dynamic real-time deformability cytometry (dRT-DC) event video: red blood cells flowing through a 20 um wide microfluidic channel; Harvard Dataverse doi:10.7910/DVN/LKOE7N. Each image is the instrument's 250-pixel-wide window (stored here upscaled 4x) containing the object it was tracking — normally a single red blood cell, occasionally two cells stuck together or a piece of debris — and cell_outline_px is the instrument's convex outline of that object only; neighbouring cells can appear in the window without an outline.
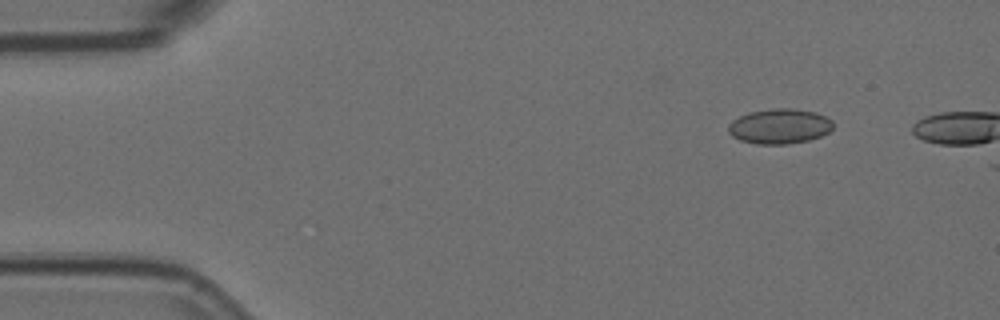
{"species": "Egyptian fruit bat (a non-hibernating species)", "species_latin": "Rousettus aegyptiacus", "temperature_condition": "room temperature", "stored_images_in_passage": 2, "camera_frame_rate_fps": 3000, "um_per_image_px": 0.085, "animal": {"sex": "female"}, "frame": {"image": 1, "passage_image": 1, "time_ms": 0.0, "image_size_px": [1000, 320], "cell_outline_px": [[832, 128], [828, 132], [820, 136], [808, 140], [788, 144], [756, 144], [740, 140], [732, 136], [728, 132], [728, 124], [732, 120], [748, 112], [776, 108], [792, 108], [816, 112], [832, 120]], "centroid_in_image_um": [66.24, 10.73], "position_along_channel_um": 18.8, "area_um2": 21.39}}